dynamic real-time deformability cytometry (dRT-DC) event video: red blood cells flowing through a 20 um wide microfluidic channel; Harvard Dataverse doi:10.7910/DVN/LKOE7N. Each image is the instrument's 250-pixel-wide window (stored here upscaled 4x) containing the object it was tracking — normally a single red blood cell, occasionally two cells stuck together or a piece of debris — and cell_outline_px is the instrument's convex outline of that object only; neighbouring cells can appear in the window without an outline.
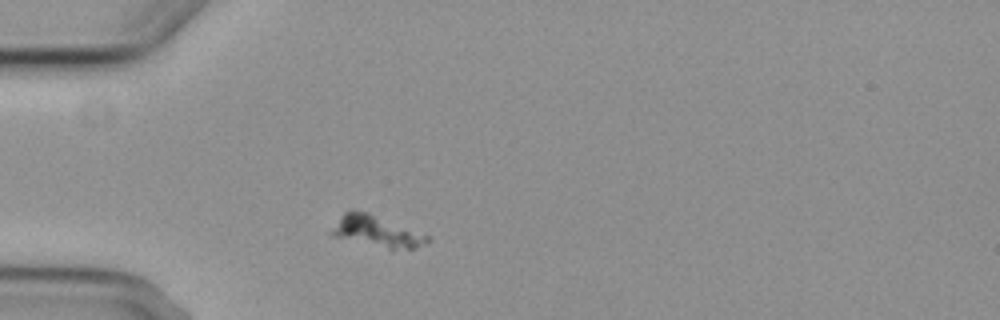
{"species": "common noctule bat (a hibernating species)", "species_latin": "Nyctalus noctula", "temperature_condition": "cold", "stored_images_in_passage": 2, "camera_frame_rate_fps": 3000, "um_per_image_px": 0.085, "animal": {"sex": "female", "body_mass_g": 29.2, "forearm_length_mm": 56.3}, "frame": {"image": 1, "passage_image": 1, "time_ms": 0.0, "image_size_px": [1000, 320], "cell_outline_px": [[432, 240], [428, 244], [416, 248], [388, 248], [328, 236], [328, 232], [344, 212], [348, 208], [352, 208], [368, 212], [432, 236]], "centroid_in_image_um": [32.01, 19.64], "position_along_channel_um": 53.0, "area_um2": 17.8}}